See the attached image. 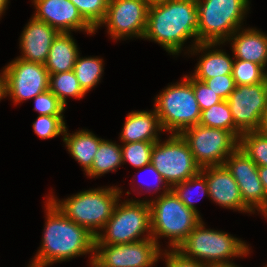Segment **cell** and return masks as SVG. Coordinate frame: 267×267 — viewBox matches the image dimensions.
Instances as JSON below:
<instances>
[{
  "label": "cell",
  "mask_w": 267,
  "mask_h": 267,
  "mask_svg": "<svg viewBox=\"0 0 267 267\" xmlns=\"http://www.w3.org/2000/svg\"><path fill=\"white\" fill-rule=\"evenodd\" d=\"M198 26L199 17L196 0L157 2L149 4L147 26L143 38L158 42L172 55L180 53L184 42L193 36L195 37L193 53L204 51L219 44H198Z\"/></svg>",
  "instance_id": "1"
},
{
  "label": "cell",
  "mask_w": 267,
  "mask_h": 267,
  "mask_svg": "<svg viewBox=\"0 0 267 267\" xmlns=\"http://www.w3.org/2000/svg\"><path fill=\"white\" fill-rule=\"evenodd\" d=\"M46 203L47 221L41 249L29 267H47L75 256L94 254L95 237L85 227L68 219L50 199Z\"/></svg>",
  "instance_id": "2"
},
{
  "label": "cell",
  "mask_w": 267,
  "mask_h": 267,
  "mask_svg": "<svg viewBox=\"0 0 267 267\" xmlns=\"http://www.w3.org/2000/svg\"><path fill=\"white\" fill-rule=\"evenodd\" d=\"M150 205L151 235L158 245V237L170 239V247L177 249L202 221L199 214L189 209L172 190H164Z\"/></svg>",
  "instance_id": "3"
},
{
  "label": "cell",
  "mask_w": 267,
  "mask_h": 267,
  "mask_svg": "<svg viewBox=\"0 0 267 267\" xmlns=\"http://www.w3.org/2000/svg\"><path fill=\"white\" fill-rule=\"evenodd\" d=\"M119 188L92 189L80 192L57 202L53 196L49 199L61 212L76 224L85 227L94 237L99 233L96 229H103L112 217L114 208L119 202ZM53 197V198H52Z\"/></svg>",
  "instance_id": "4"
},
{
  "label": "cell",
  "mask_w": 267,
  "mask_h": 267,
  "mask_svg": "<svg viewBox=\"0 0 267 267\" xmlns=\"http://www.w3.org/2000/svg\"><path fill=\"white\" fill-rule=\"evenodd\" d=\"M204 227L201 221L176 250L187 258L209 266L229 264L228 258L249 253L248 246L238 238Z\"/></svg>",
  "instance_id": "5"
},
{
  "label": "cell",
  "mask_w": 267,
  "mask_h": 267,
  "mask_svg": "<svg viewBox=\"0 0 267 267\" xmlns=\"http://www.w3.org/2000/svg\"><path fill=\"white\" fill-rule=\"evenodd\" d=\"M199 43H224L241 25L249 0H196Z\"/></svg>",
  "instance_id": "6"
},
{
  "label": "cell",
  "mask_w": 267,
  "mask_h": 267,
  "mask_svg": "<svg viewBox=\"0 0 267 267\" xmlns=\"http://www.w3.org/2000/svg\"><path fill=\"white\" fill-rule=\"evenodd\" d=\"M155 111L162 131L181 134L199 124L201 110L192 84L184 77L179 84L168 86L155 100Z\"/></svg>",
  "instance_id": "7"
},
{
  "label": "cell",
  "mask_w": 267,
  "mask_h": 267,
  "mask_svg": "<svg viewBox=\"0 0 267 267\" xmlns=\"http://www.w3.org/2000/svg\"><path fill=\"white\" fill-rule=\"evenodd\" d=\"M104 234L100 232L95 237L94 245L129 244L147 238L138 237L145 231L151 233L150 205L148 201H126L116 204L112 217L103 227Z\"/></svg>",
  "instance_id": "8"
},
{
  "label": "cell",
  "mask_w": 267,
  "mask_h": 267,
  "mask_svg": "<svg viewBox=\"0 0 267 267\" xmlns=\"http://www.w3.org/2000/svg\"><path fill=\"white\" fill-rule=\"evenodd\" d=\"M151 164L172 188L201 171L187 141L181 134H171L164 143L155 142L151 153Z\"/></svg>",
  "instance_id": "9"
},
{
  "label": "cell",
  "mask_w": 267,
  "mask_h": 267,
  "mask_svg": "<svg viewBox=\"0 0 267 267\" xmlns=\"http://www.w3.org/2000/svg\"><path fill=\"white\" fill-rule=\"evenodd\" d=\"M200 168L224 165L226 159L239 147V139L231 132L200 124L181 133Z\"/></svg>",
  "instance_id": "10"
},
{
  "label": "cell",
  "mask_w": 267,
  "mask_h": 267,
  "mask_svg": "<svg viewBox=\"0 0 267 267\" xmlns=\"http://www.w3.org/2000/svg\"><path fill=\"white\" fill-rule=\"evenodd\" d=\"M233 120L234 135L258 130L267 110V79L254 85H240L227 99Z\"/></svg>",
  "instance_id": "11"
},
{
  "label": "cell",
  "mask_w": 267,
  "mask_h": 267,
  "mask_svg": "<svg viewBox=\"0 0 267 267\" xmlns=\"http://www.w3.org/2000/svg\"><path fill=\"white\" fill-rule=\"evenodd\" d=\"M5 96L15 103L31 99L49 89L50 74L45 64L17 58L4 69Z\"/></svg>",
  "instance_id": "12"
},
{
  "label": "cell",
  "mask_w": 267,
  "mask_h": 267,
  "mask_svg": "<svg viewBox=\"0 0 267 267\" xmlns=\"http://www.w3.org/2000/svg\"><path fill=\"white\" fill-rule=\"evenodd\" d=\"M153 238L129 244L94 245L93 260L101 267H152L160 257Z\"/></svg>",
  "instance_id": "13"
},
{
  "label": "cell",
  "mask_w": 267,
  "mask_h": 267,
  "mask_svg": "<svg viewBox=\"0 0 267 267\" xmlns=\"http://www.w3.org/2000/svg\"><path fill=\"white\" fill-rule=\"evenodd\" d=\"M149 3L147 0H109L107 14L102 24L114 39L144 37Z\"/></svg>",
  "instance_id": "14"
},
{
  "label": "cell",
  "mask_w": 267,
  "mask_h": 267,
  "mask_svg": "<svg viewBox=\"0 0 267 267\" xmlns=\"http://www.w3.org/2000/svg\"><path fill=\"white\" fill-rule=\"evenodd\" d=\"M238 184L243 203L254 212L267 211V197L258 174V166L241 149L232 152L224 163Z\"/></svg>",
  "instance_id": "15"
},
{
  "label": "cell",
  "mask_w": 267,
  "mask_h": 267,
  "mask_svg": "<svg viewBox=\"0 0 267 267\" xmlns=\"http://www.w3.org/2000/svg\"><path fill=\"white\" fill-rule=\"evenodd\" d=\"M33 2L36 7L33 17L49 24L60 33H70V30H85L88 34L95 32L70 0H33Z\"/></svg>",
  "instance_id": "16"
},
{
  "label": "cell",
  "mask_w": 267,
  "mask_h": 267,
  "mask_svg": "<svg viewBox=\"0 0 267 267\" xmlns=\"http://www.w3.org/2000/svg\"><path fill=\"white\" fill-rule=\"evenodd\" d=\"M200 172L206 178L208 196L213 201L229 209L252 212L243 203L238 184L225 165L204 167Z\"/></svg>",
  "instance_id": "17"
},
{
  "label": "cell",
  "mask_w": 267,
  "mask_h": 267,
  "mask_svg": "<svg viewBox=\"0 0 267 267\" xmlns=\"http://www.w3.org/2000/svg\"><path fill=\"white\" fill-rule=\"evenodd\" d=\"M59 33L54 27L33 17L20 37L23 56L19 58L28 62L45 64L51 45Z\"/></svg>",
  "instance_id": "18"
},
{
  "label": "cell",
  "mask_w": 267,
  "mask_h": 267,
  "mask_svg": "<svg viewBox=\"0 0 267 267\" xmlns=\"http://www.w3.org/2000/svg\"><path fill=\"white\" fill-rule=\"evenodd\" d=\"M162 131L159 117L155 111H133L128 113L121 132L123 143L131 142H157L159 140L157 131Z\"/></svg>",
  "instance_id": "19"
},
{
  "label": "cell",
  "mask_w": 267,
  "mask_h": 267,
  "mask_svg": "<svg viewBox=\"0 0 267 267\" xmlns=\"http://www.w3.org/2000/svg\"><path fill=\"white\" fill-rule=\"evenodd\" d=\"M237 31L228 38L231 43L235 59L247 60L265 68L267 63V35L255 29ZM234 36V37H233Z\"/></svg>",
  "instance_id": "20"
},
{
  "label": "cell",
  "mask_w": 267,
  "mask_h": 267,
  "mask_svg": "<svg viewBox=\"0 0 267 267\" xmlns=\"http://www.w3.org/2000/svg\"><path fill=\"white\" fill-rule=\"evenodd\" d=\"M71 33H59L49 50L45 67L49 74L72 71L79 55Z\"/></svg>",
  "instance_id": "21"
},
{
  "label": "cell",
  "mask_w": 267,
  "mask_h": 267,
  "mask_svg": "<svg viewBox=\"0 0 267 267\" xmlns=\"http://www.w3.org/2000/svg\"><path fill=\"white\" fill-rule=\"evenodd\" d=\"M102 140L88 130H81L69 135L65 129L63 138L69 153L84 167L86 173L92 167L95 154Z\"/></svg>",
  "instance_id": "22"
},
{
  "label": "cell",
  "mask_w": 267,
  "mask_h": 267,
  "mask_svg": "<svg viewBox=\"0 0 267 267\" xmlns=\"http://www.w3.org/2000/svg\"><path fill=\"white\" fill-rule=\"evenodd\" d=\"M210 51L202 56L192 76L204 82L219 75L232 74L234 60L221 50Z\"/></svg>",
  "instance_id": "23"
},
{
  "label": "cell",
  "mask_w": 267,
  "mask_h": 267,
  "mask_svg": "<svg viewBox=\"0 0 267 267\" xmlns=\"http://www.w3.org/2000/svg\"><path fill=\"white\" fill-rule=\"evenodd\" d=\"M123 163L122 149L119 145L102 140L95 154L92 167L87 172L90 177H97L116 168Z\"/></svg>",
  "instance_id": "24"
},
{
  "label": "cell",
  "mask_w": 267,
  "mask_h": 267,
  "mask_svg": "<svg viewBox=\"0 0 267 267\" xmlns=\"http://www.w3.org/2000/svg\"><path fill=\"white\" fill-rule=\"evenodd\" d=\"M49 90L66 106V97L81 99L86 92L80 86L74 71L50 74Z\"/></svg>",
  "instance_id": "25"
},
{
  "label": "cell",
  "mask_w": 267,
  "mask_h": 267,
  "mask_svg": "<svg viewBox=\"0 0 267 267\" xmlns=\"http://www.w3.org/2000/svg\"><path fill=\"white\" fill-rule=\"evenodd\" d=\"M100 58H81L79 55L76 59L73 71L78 79L80 86L87 93L101 79L103 72V63Z\"/></svg>",
  "instance_id": "26"
},
{
  "label": "cell",
  "mask_w": 267,
  "mask_h": 267,
  "mask_svg": "<svg viewBox=\"0 0 267 267\" xmlns=\"http://www.w3.org/2000/svg\"><path fill=\"white\" fill-rule=\"evenodd\" d=\"M199 124L205 127L224 129L234 134V120L227 100L201 111Z\"/></svg>",
  "instance_id": "27"
},
{
  "label": "cell",
  "mask_w": 267,
  "mask_h": 267,
  "mask_svg": "<svg viewBox=\"0 0 267 267\" xmlns=\"http://www.w3.org/2000/svg\"><path fill=\"white\" fill-rule=\"evenodd\" d=\"M241 148L258 166H267V136L259 131L242 133L239 139Z\"/></svg>",
  "instance_id": "28"
},
{
  "label": "cell",
  "mask_w": 267,
  "mask_h": 267,
  "mask_svg": "<svg viewBox=\"0 0 267 267\" xmlns=\"http://www.w3.org/2000/svg\"><path fill=\"white\" fill-rule=\"evenodd\" d=\"M265 69L253 62L235 59L233 62L232 76L236 86L254 85L267 79Z\"/></svg>",
  "instance_id": "29"
},
{
  "label": "cell",
  "mask_w": 267,
  "mask_h": 267,
  "mask_svg": "<svg viewBox=\"0 0 267 267\" xmlns=\"http://www.w3.org/2000/svg\"><path fill=\"white\" fill-rule=\"evenodd\" d=\"M154 144V142L147 141L124 143L121 147L123 164L128 161L135 168H143L151 164Z\"/></svg>",
  "instance_id": "30"
},
{
  "label": "cell",
  "mask_w": 267,
  "mask_h": 267,
  "mask_svg": "<svg viewBox=\"0 0 267 267\" xmlns=\"http://www.w3.org/2000/svg\"><path fill=\"white\" fill-rule=\"evenodd\" d=\"M82 17L95 29L101 26L107 14L109 0H70Z\"/></svg>",
  "instance_id": "31"
},
{
  "label": "cell",
  "mask_w": 267,
  "mask_h": 267,
  "mask_svg": "<svg viewBox=\"0 0 267 267\" xmlns=\"http://www.w3.org/2000/svg\"><path fill=\"white\" fill-rule=\"evenodd\" d=\"M193 186L201 191L202 196L205 194L207 196L209 195L206 178L201 172L189 178L188 180L174 185L171 190L189 209H192L199 214L198 210H196L193 204L196 200L194 199L193 201L191 196L190 190Z\"/></svg>",
  "instance_id": "32"
},
{
  "label": "cell",
  "mask_w": 267,
  "mask_h": 267,
  "mask_svg": "<svg viewBox=\"0 0 267 267\" xmlns=\"http://www.w3.org/2000/svg\"><path fill=\"white\" fill-rule=\"evenodd\" d=\"M65 124L63 115H39L33 123V129L41 139H49L64 135L67 128Z\"/></svg>",
  "instance_id": "33"
},
{
  "label": "cell",
  "mask_w": 267,
  "mask_h": 267,
  "mask_svg": "<svg viewBox=\"0 0 267 267\" xmlns=\"http://www.w3.org/2000/svg\"><path fill=\"white\" fill-rule=\"evenodd\" d=\"M184 77L192 84L193 91L195 93V97L201 111L206 110L212 105L223 101V99L212 89H210L205 82L200 81L193 76L188 77L186 75Z\"/></svg>",
  "instance_id": "34"
},
{
  "label": "cell",
  "mask_w": 267,
  "mask_h": 267,
  "mask_svg": "<svg viewBox=\"0 0 267 267\" xmlns=\"http://www.w3.org/2000/svg\"><path fill=\"white\" fill-rule=\"evenodd\" d=\"M39 115H63L65 105L48 89L33 98Z\"/></svg>",
  "instance_id": "35"
},
{
  "label": "cell",
  "mask_w": 267,
  "mask_h": 267,
  "mask_svg": "<svg viewBox=\"0 0 267 267\" xmlns=\"http://www.w3.org/2000/svg\"><path fill=\"white\" fill-rule=\"evenodd\" d=\"M223 100H227L231 92L236 88L232 74L219 75L204 81Z\"/></svg>",
  "instance_id": "36"
},
{
  "label": "cell",
  "mask_w": 267,
  "mask_h": 267,
  "mask_svg": "<svg viewBox=\"0 0 267 267\" xmlns=\"http://www.w3.org/2000/svg\"><path fill=\"white\" fill-rule=\"evenodd\" d=\"M166 255L167 267H210L201 262L183 256L178 250L172 249L170 252L164 253Z\"/></svg>",
  "instance_id": "37"
},
{
  "label": "cell",
  "mask_w": 267,
  "mask_h": 267,
  "mask_svg": "<svg viewBox=\"0 0 267 267\" xmlns=\"http://www.w3.org/2000/svg\"><path fill=\"white\" fill-rule=\"evenodd\" d=\"M144 168H145V170H148L150 173H152V175H154L155 176V178H156V184H158V185H156V184H154V186H155V191H157V190H160L161 188H160V184H163L164 183V189L165 190H171V188L170 187H168V185L166 184V182L164 181V179H163V177H162V175L153 167V165L152 164H149V165H146V166H144L143 167V170H144ZM158 182V183H157ZM149 187V186H148ZM167 187V188H166ZM149 188H152V186H150ZM157 189V190H156Z\"/></svg>",
  "instance_id": "38"
},
{
  "label": "cell",
  "mask_w": 267,
  "mask_h": 267,
  "mask_svg": "<svg viewBox=\"0 0 267 267\" xmlns=\"http://www.w3.org/2000/svg\"><path fill=\"white\" fill-rule=\"evenodd\" d=\"M258 174L267 197V166L258 167ZM264 215L267 217V211L264 213Z\"/></svg>",
  "instance_id": "39"
},
{
  "label": "cell",
  "mask_w": 267,
  "mask_h": 267,
  "mask_svg": "<svg viewBox=\"0 0 267 267\" xmlns=\"http://www.w3.org/2000/svg\"><path fill=\"white\" fill-rule=\"evenodd\" d=\"M257 131H259L262 135L267 136V110L262 116L261 123Z\"/></svg>",
  "instance_id": "40"
},
{
  "label": "cell",
  "mask_w": 267,
  "mask_h": 267,
  "mask_svg": "<svg viewBox=\"0 0 267 267\" xmlns=\"http://www.w3.org/2000/svg\"><path fill=\"white\" fill-rule=\"evenodd\" d=\"M2 75L0 76V99H2L5 96V76L4 72L1 73Z\"/></svg>",
  "instance_id": "41"
},
{
  "label": "cell",
  "mask_w": 267,
  "mask_h": 267,
  "mask_svg": "<svg viewBox=\"0 0 267 267\" xmlns=\"http://www.w3.org/2000/svg\"><path fill=\"white\" fill-rule=\"evenodd\" d=\"M8 0H0V15H2L3 11L7 6Z\"/></svg>",
  "instance_id": "42"
},
{
  "label": "cell",
  "mask_w": 267,
  "mask_h": 267,
  "mask_svg": "<svg viewBox=\"0 0 267 267\" xmlns=\"http://www.w3.org/2000/svg\"><path fill=\"white\" fill-rule=\"evenodd\" d=\"M210 267H237L232 262L229 264L211 265Z\"/></svg>",
  "instance_id": "43"
},
{
  "label": "cell",
  "mask_w": 267,
  "mask_h": 267,
  "mask_svg": "<svg viewBox=\"0 0 267 267\" xmlns=\"http://www.w3.org/2000/svg\"><path fill=\"white\" fill-rule=\"evenodd\" d=\"M90 262H91L90 264L92 267H101L97 262L93 260V258H91Z\"/></svg>",
  "instance_id": "44"
},
{
  "label": "cell",
  "mask_w": 267,
  "mask_h": 267,
  "mask_svg": "<svg viewBox=\"0 0 267 267\" xmlns=\"http://www.w3.org/2000/svg\"><path fill=\"white\" fill-rule=\"evenodd\" d=\"M149 4L157 3V2H162V1H167V0H147Z\"/></svg>",
  "instance_id": "45"
}]
</instances>
